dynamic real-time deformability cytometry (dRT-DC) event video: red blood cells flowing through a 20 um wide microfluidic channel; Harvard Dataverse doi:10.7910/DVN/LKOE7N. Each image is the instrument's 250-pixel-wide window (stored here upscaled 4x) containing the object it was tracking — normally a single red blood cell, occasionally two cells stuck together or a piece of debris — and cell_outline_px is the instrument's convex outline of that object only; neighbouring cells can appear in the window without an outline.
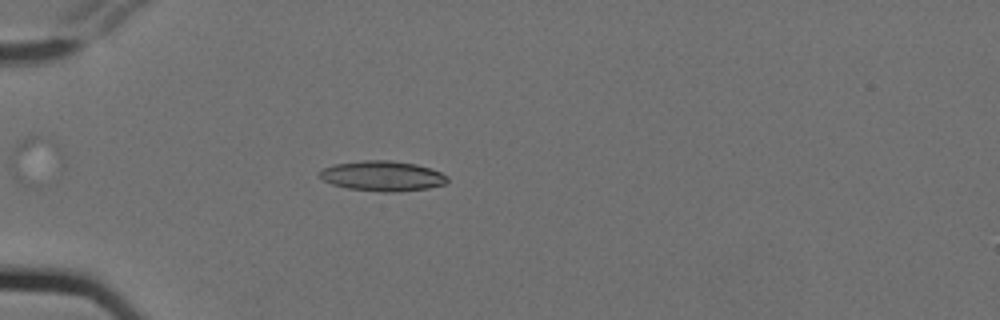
{"species": "Egyptian fruit bat (a non-hibernating species)", "species_latin": "Rousettus aegyptiacus", "temperature_condition": "cold", "stored_images_in_passage": 7, "segment_of_instrument_passage": [1, 2], "camera_frame_rate_fps": 3000, "um_per_image_px": 0.085, "animal": {"sex": "female"}, "frame": {"image": 1, "passage_image": 3, "time_ms": 0.667, "image_size_px": [1000, 320], "cell_outline_px": [[448, 180], [444, 184], [428, 188], [396, 192], [384, 192], [348, 188], [332, 184], [324, 180], [320, 176], [320, 172], [324, 168], [336, 164], [364, 160], [392, 160], [416, 164], [440, 172], [448, 176]], "centroid_in_image_um": [32.53, 14.96], "position_along_channel_um": 52.5, "area_um2": 22.2}}
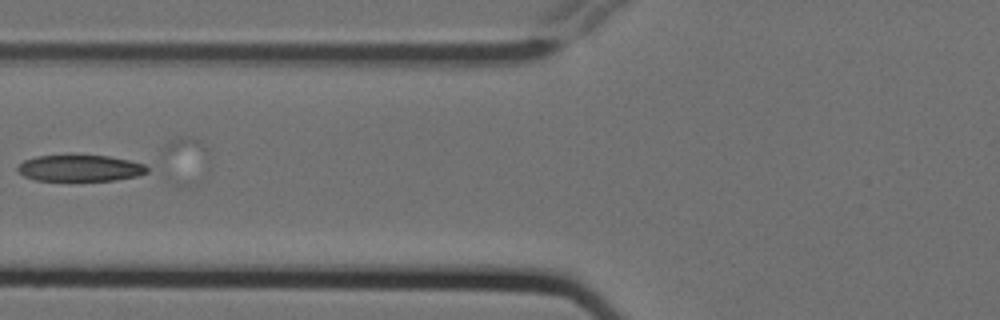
{"frame": {"image": 2, "passage_image": 5, "time_ms": 1.333, "image_size_px": [1000, 320], "cell_outline_px": [[148, 172], [136, 176], [116, 180], [36, 180], [24, 176], [16, 168], [24, 160], [36, 156], [68, 152], [72, 152], [108, 156], [128, 160], [144, 164], [148, 168]], "centroid_in_image_um": [6.77, 14.23], "position_along_channel_um": 119.0, "area_um2": 20.63}}
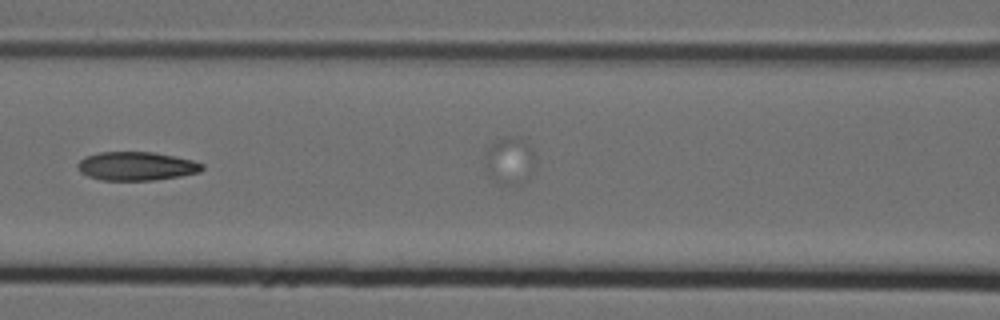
{"frame": {"image": 3, "passage_image": 6, "time_ms": 1.667, "image_size_px": [1000, 320], "cell_outline_px": [[204, 168], [200, 172], [180, 176], [152, 180], [100, 180], [88, 176], [80, 172], [76, 168], [76, 164], [84, 156], [100, 152], [152, 152], [176, 156], [192, 160], [204, 164]], "centroid_in_image_um": [11.57, 14.12], "position_along_channel_um": 155.0, "area_um2": 20.92}}